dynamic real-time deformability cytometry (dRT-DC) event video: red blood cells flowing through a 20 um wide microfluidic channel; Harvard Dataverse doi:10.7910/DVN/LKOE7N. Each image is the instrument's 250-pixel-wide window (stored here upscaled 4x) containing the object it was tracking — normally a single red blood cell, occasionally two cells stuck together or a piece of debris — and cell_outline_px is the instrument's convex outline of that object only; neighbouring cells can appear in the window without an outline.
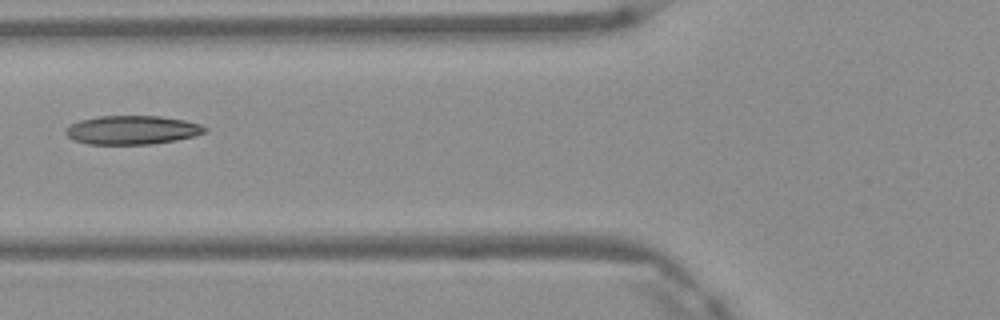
{"species": "Egyptian fruit bat (a non-hibernating species)", "species_latin": "Rousettus aegyptiacus", "temperature_condition": "warm", "stored_images_in_passage": 6, "camera_frame_rate_fps": 3000, "um_per_image_px": 0.085, "frame": {"image": 1, "passage_image": 5, "time_ms": 1.333, "image_size_px": [1000, 320], "cell_outline_px": [[208, 128], [204, 132], [196, 136], [176, 140], [148, 144], [88, 144], [72, 140], [64, 132], [64, 128], [80, 120], [100, 116], [160, 116], [184, 120], [200, 124]], "centroid_in_image_um": [11.21, 11.05], "position_along_channel_um": 114.6, "area_um2": 23.35}}
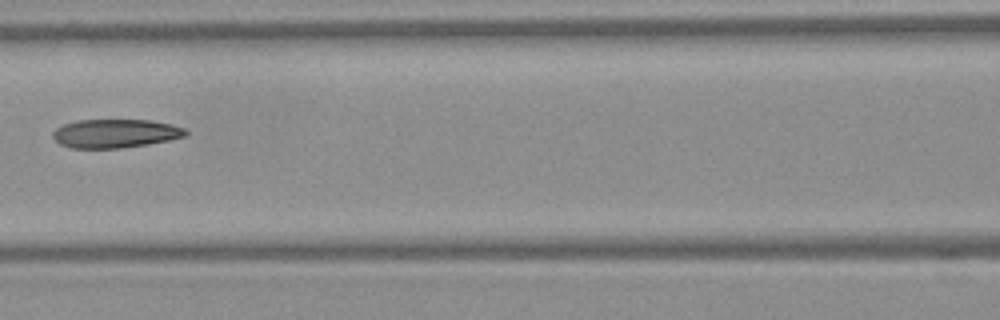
{"frame": {"image": 2, "passage_image": 6, "time_ms": 1.667, "image_size_px": [1000, 320], "cell_outline_px": [[188, 132], [184, 136], [168, 140], [148, 144], [120, 148], [72, 148], [60, 144], [52, 136], [52, 132], [56, 128], [64, 124], [76, 120], [152, 120], [172, 124], [184, 128]], "centroid_in_image_um": [9.79, 11.34], "position_along_channel_um": 156.8, "area_um2": 22.14}}